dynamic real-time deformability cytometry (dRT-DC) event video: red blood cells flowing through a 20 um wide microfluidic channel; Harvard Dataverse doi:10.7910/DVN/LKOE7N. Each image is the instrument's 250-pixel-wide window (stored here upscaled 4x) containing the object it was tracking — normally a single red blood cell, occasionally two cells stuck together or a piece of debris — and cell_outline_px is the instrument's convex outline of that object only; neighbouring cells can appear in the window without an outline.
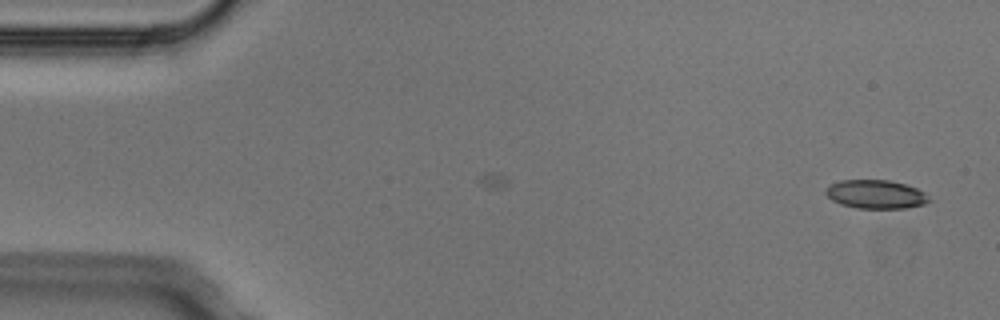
{"species": "Egyptian fruit bat (a non-hibernating species)", "species_latin": "Rousettus aegyptiacus", "temperature_condition": "cold", "stored_images_in_passage": 2, "camera_frame_rate_fps": 3000, "um_per_image_px": 0.085, "animal": {"sex": "male"}, "frame": {"image": 1, "passage_image": 2, "time_ms": 0.333, "image_size_px": [1000, 320], "cell_outline_px": [[932, 200], [924, 204], [904, 208], [856, 208], [840, 204], [832, 200], [824, 192], [828, 184], [840, 180], [888, 180], [904, 184], [916, 188], [924, 192]], "centroid_in_image_um": [74.41, 16.51], "position_along_channel_um": 10.6, "area_um2": 17.28}}